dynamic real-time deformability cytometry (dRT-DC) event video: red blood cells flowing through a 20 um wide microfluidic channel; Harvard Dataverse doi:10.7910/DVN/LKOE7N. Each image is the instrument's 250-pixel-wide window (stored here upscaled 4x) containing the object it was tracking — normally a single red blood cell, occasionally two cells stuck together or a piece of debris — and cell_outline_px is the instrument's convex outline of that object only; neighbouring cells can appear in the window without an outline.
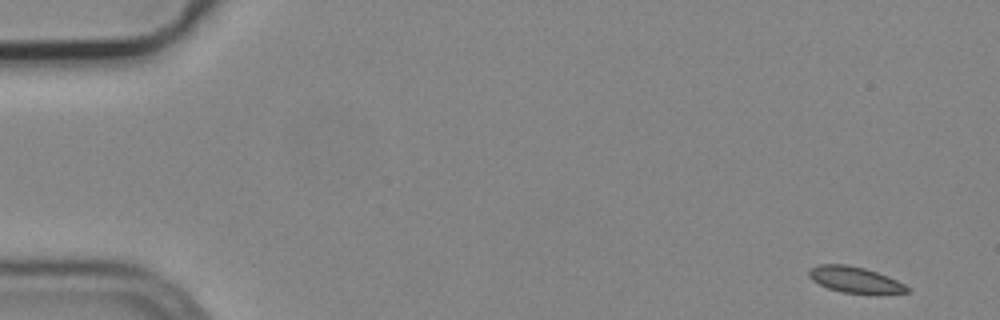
{"species": "common noctule bat (a hibernating species)", "species_latin": "Nyctalus noctula", "temperature_condition": "cold", "stored_images_in_passage": 54, "camera_frame_rate_fps": 3000, "um_per_image_px": 0.085, "animal": {"sex": "male", "body_mass_g": 19.2, "forearm_length_mm": 51.8}, "frame": {"image": 1, "passage_image": 1, "time_ms": 0.0, "image_size_px": [1000, 320], "cell_outline_px": [[912, 288], [908, 292], [844, 292], [828, 288], [812, 280], [808, 276], [808, 272], [812, 268], [820, 264], [844, 264], [864, 268], [888, 276]], "centroid_in_image_um": [72.64, 23.75], "position_along_channel_um": 12.4, "area_um2": 14.33}}
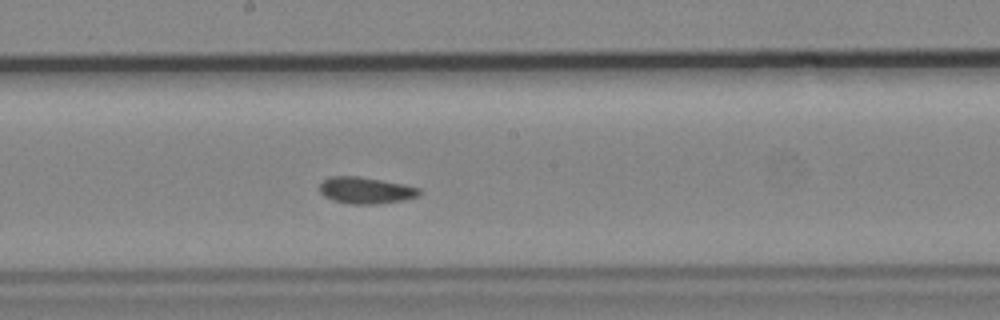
{"frame": {"image": 2, "passage_image": 28, "time_ms": 9.0, "image_size_px": [1000, 320], "cell_outline_px": [[420, 196], [404, 200], [376, 204], [348, 204], [332, 200], [324, 196], [320, 192], [320, 184], [328, 176], [356, 176], [404, 184], [420, 188]], "centroid_in_image_um": [31.08, 16.19], "position_along_channel_um": 217.1, "area_um2": 15.49}}
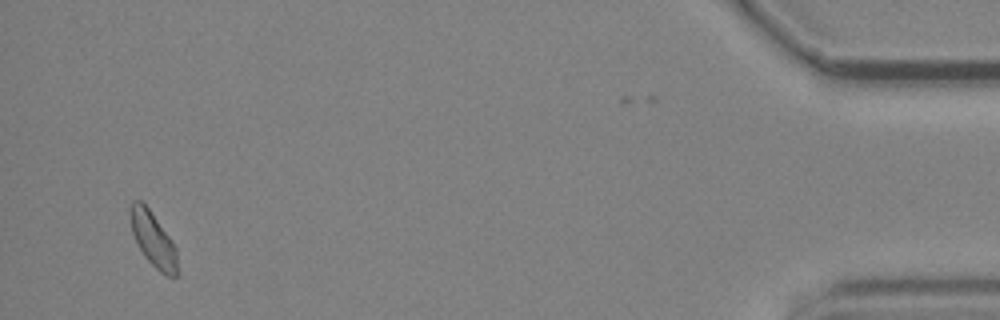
{"frame": {"image": 3, "passage_image": 51, "time_ms": 16.667, "image_size_px": [1000, 320], "cell_outline_px": [[180, 272], [176, 276], [168, 276], [160, 272], [144, 256], [132, 232], [128, 216], [132, 200], [140, 200], [148, 208], [168, 236], [176, 248]], "centroid_in_image_um": [13.02, 20.37], "position_along_channel_um": 422.2, "area_um2": 14.91}, "authors_computed_cell_mechanics": {"area_um2": 15.0858, "velocity_mm_per_s": 3.7425, "shape_relaxation_time_tau1_ms": null, "shape_relaxation_time_tau2_ms": 2.83, "deformation_change_tau1": null, "deformation_change_tau2": 0.0526}}